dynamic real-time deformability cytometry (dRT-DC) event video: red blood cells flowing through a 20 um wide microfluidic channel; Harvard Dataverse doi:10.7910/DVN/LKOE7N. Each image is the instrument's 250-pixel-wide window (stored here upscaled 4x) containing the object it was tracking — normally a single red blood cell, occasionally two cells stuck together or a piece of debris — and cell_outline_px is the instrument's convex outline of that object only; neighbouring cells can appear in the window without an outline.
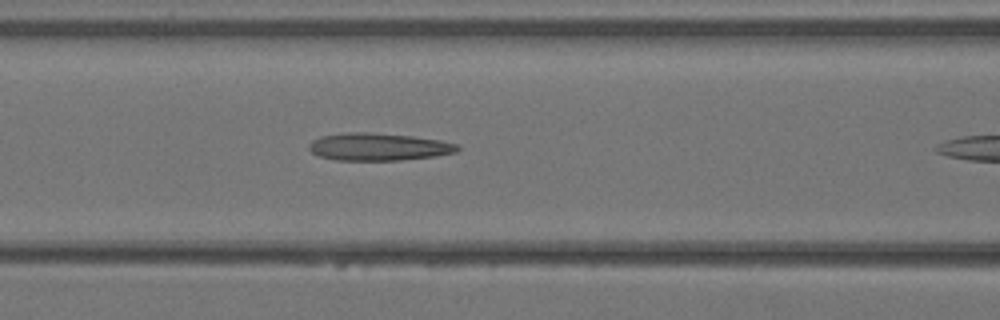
{"species": "Egyptian fruit bat (a non-hibernating species)", "species_latin": "Rousettus aegyptiacus", "temperature_condition": "warm", "stored_images_in_passage": 4, "camera_frame_rate_fps": 3000, "um_per_image_px": 0.085, "animal": {"sex": "female"}, "frame": {"image": 1, "passage_image": 3, "time_ms": 0.667, "image_size_px": [1000, 320], "cell_outline_px": [[460, 148], [456, 152], [436, 156], [400, 160], [336, 160], [320, 156], [312, 152], [308, 148], [308, 144], [312, 140], [320, 136], [348, 132], [368, 132], [412, 136], [440, 140], [456, 144]], "centroid_in_image_um": [32.15, 12.47], "position_along_channel_um": 134.4, "area_um2": 23.76}}